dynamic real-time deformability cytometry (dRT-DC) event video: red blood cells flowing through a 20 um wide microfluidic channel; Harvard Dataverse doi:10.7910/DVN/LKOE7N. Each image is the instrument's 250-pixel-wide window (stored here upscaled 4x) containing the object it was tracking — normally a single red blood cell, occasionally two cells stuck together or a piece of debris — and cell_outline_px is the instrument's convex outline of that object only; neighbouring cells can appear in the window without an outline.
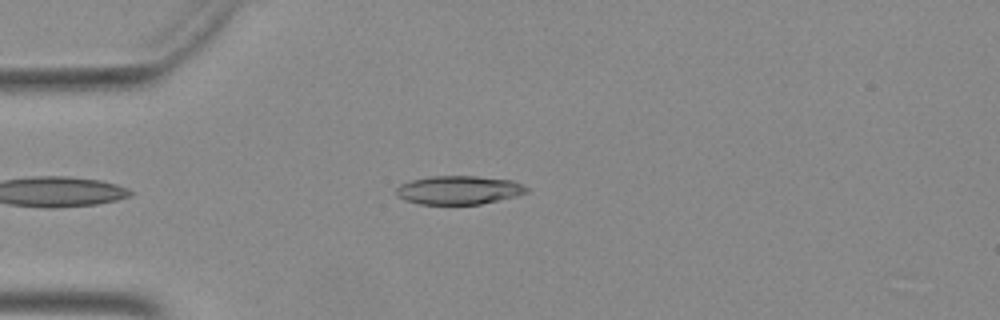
{"species": "Egyptian fruit bat (a non-hibernating species)", "species_latin": "Rousettus aegyptiacus", "temperature_condition": "warm", "stored_images_in_passage": 15, "camera_frame_rate_fps": 3000, "um_per_image_px": 0.085, "animal": {"sex": "female"}, "frame": {"image": 1, "passage_image": 1, "time_ms": 0.0, "image_size_px": [1000, 320], "cell_outline_px": [[528, 192], [516, 196], [480, 204], [420, 204], [404, 200], [396, 196], [396, 188], [400, 184], [412, 180], [432, 176], [476, 176], [512, 180], [524, 184], [528, 188]], "centroid_in_image_um": [39.0, 16.15], "position_along_channel_um": 46.0, "area_um2": 21.79}}
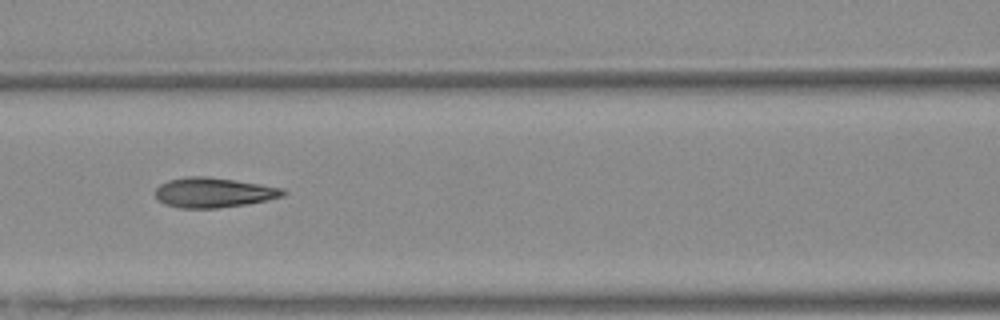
{"frame": {"image": 2, "passage_image": 10, "time_ms": 3.0, "image_size_px": [1000, 320], "cell_outline_px": [[288, 192], [284, 196], [268, 200], [248, 204], [216, 208], [180, 208], [164, 204], [156, 196], [156, 188], [160, 184], [168, 180], [184, 176], [208, 176], [260, 184], [284, 188]], "centroid_in_image_um": [18.18, 16.36], "position_along_channel_um": 148.4, "area_um2": 22.43}}
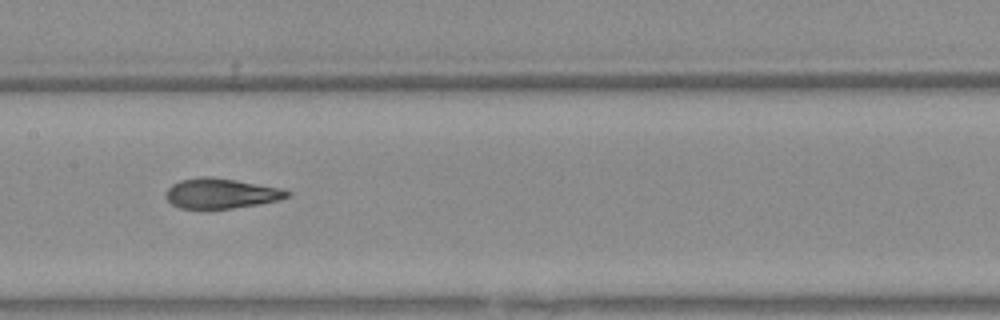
{"frame": {"image": 3, "passage_image": 13, "time_ms": 4.0, "image_size_px": [1000, 320], "cell_outline_px": [[292, 196], [280, 200], [260, 204], [232, 208], [180, 208], [172, 204], [164, 196], [164, 192], [172, 184], [180, 180], [200, 176], [208, 176], [236, 180], [280, 188], [292, 192]], "centroid_in_image_um": [18.8, 16.43], "position_along_channel_um": 188.6, "area_um2": 21.39}}